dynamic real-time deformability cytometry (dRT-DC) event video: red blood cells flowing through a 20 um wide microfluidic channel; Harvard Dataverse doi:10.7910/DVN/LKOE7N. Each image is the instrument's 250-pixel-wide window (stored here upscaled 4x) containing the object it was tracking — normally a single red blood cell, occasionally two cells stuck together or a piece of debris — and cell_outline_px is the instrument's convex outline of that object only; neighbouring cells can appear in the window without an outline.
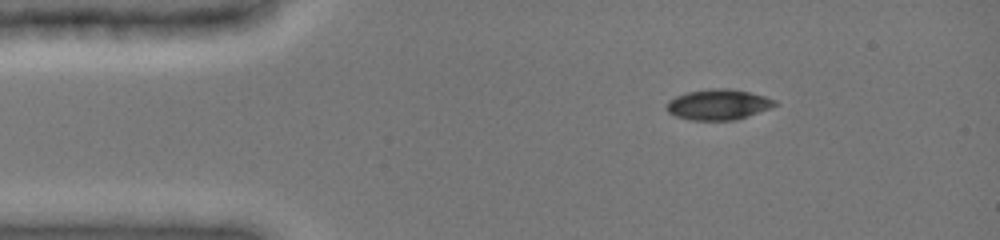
{"species": "common noctule bat (a hibernating species)", "species_latin": "Nyctalus noctula", "temperature_condition": "cold", "stored_images_in_passage": 45, "camera_frame_rate_fps": 3000, "um_per_image_px": 0.085, "animal": {"sex": "female", "body_mass_g": 19.0, "forearm_length_mm": 51.5}, "frame": {"image": 1, "passage_image": 1, "time_ms": 0.0, "image_size_px": [1000, 240], "cell_outline_px": [[776, 104], [768, 108], [748, 116], [736, 120], [692, 120], [676, 116], [668, 112], [668, 100], [676, 96], [688, 92], [712, 88], [728, 88], [748, 92], [764, 96], [776, 100]], "centroid_in_image_um": [61.04, 8.88], "position_along_channel_um": 24.0, "area_um2": 18.96}}
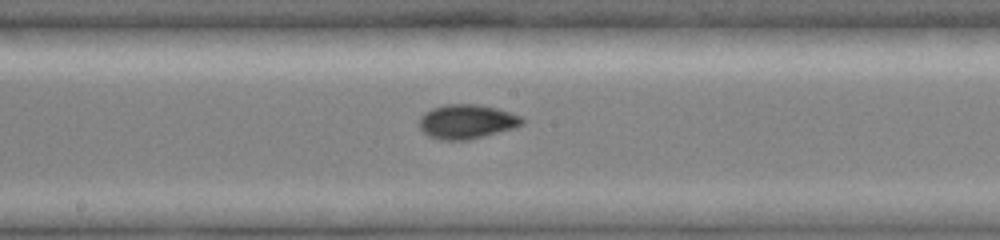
{"frame": {"image": 2, "passage_image": 20, "time_ms": 6.0, "image_size_px": [1000, 240], "cell_outline_px": [[524, 124], [516, 128], [484, 136], [464, 140], [444, 140], [428, 136], [420, 128], [420, 116], [424, 112], [432, 108], [444, 104], [476, 104], [496, 108], [520, 116], [524, 120]], "centroid_in_image_um": [39.67, 10.33], "position_along_channel_um": 208.5, "area_um2": 20.52}}
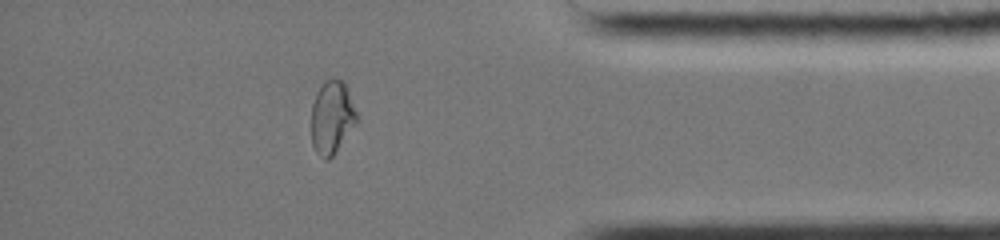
{"frame": {"image": 3, "passage_image": 38, "time_ms": 11.333, "image_size_px": [1000, 240], "cell_outline_px": [[360, 120], [336, 152], [328, 160], [324, 160], [316, 152], [312, 144], [312, 104], [316, 92], [324, 80], [344, 80]], "centroid_in_image_um": [28.24, 9.99], "position_along_channel_um": 407.0, "area_um2": 19.59}, "authors_computed_cell_mechanics": {"area_um2": 19.9988, "velocity_mm_per_s": 4.0049, "shape_relaxation_time_tau1_ms": 9.0876, "shape_relaxation_time_tau2_ms": 1.2924, "deformation_change_tau1": 0.2056, "deformation_change_tau2": 0.0403}}